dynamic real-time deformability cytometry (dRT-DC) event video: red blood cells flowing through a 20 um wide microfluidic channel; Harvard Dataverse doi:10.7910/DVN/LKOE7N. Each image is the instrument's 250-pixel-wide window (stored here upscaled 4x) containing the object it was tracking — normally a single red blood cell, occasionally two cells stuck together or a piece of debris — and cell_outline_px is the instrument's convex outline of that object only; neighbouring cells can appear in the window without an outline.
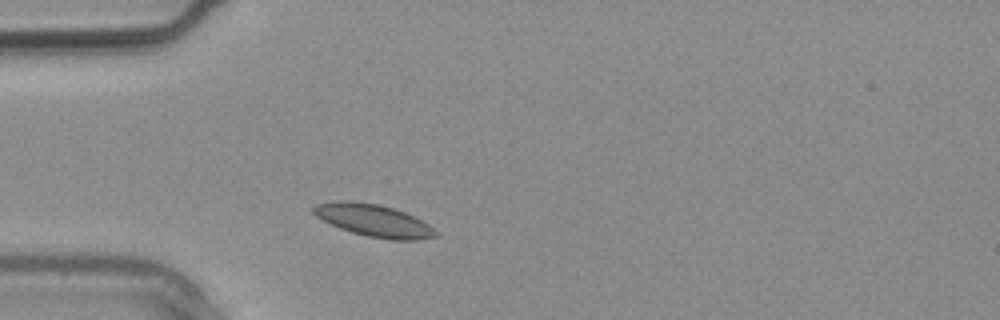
{"species": "common noctule bat (a hibernating species)", "species_latin": "Nyctalus noctula", "temperature_condition": "warm", "stored_images_in_passage": 1, "camera_frame_rate_fps": 3000, "um_per_image_px": 0.085, "animal": {"sex": "male", "body_mass_g": 20.4}, "frame": {"image": 1, "passage_image": 1, "time_ms": 0.0, "image_size_px": [1000, 320], "cell_outline_px": [[436, 236], [420, 240], [392, 240], [368, 236], [352, 232], [340, 228], [316, 216], [312, 212], [312, 208], [316, 204], [336, 200], [348, 200], [376, 204], [392, 208], [404, 212], [428, 224], [436, 232]], "centroid_in_image_um": [31.73, 18.74], "position_along_channel_um": 53.3, "area_um2": 22.66}}